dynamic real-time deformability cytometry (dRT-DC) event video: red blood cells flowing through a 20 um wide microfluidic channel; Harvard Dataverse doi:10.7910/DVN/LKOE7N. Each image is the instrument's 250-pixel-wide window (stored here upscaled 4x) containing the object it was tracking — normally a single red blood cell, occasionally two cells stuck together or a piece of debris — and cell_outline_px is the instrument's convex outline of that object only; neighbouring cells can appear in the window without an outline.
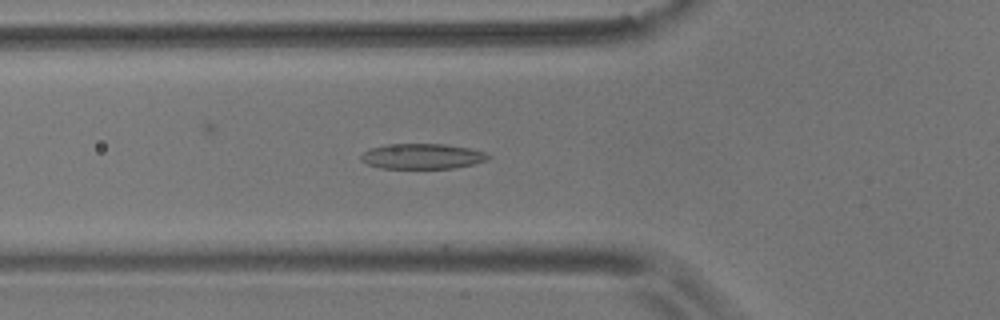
{"species": "common noctule bat (a hibernating species)", "species_latin": "Nyctalus noctula", "temperature_condition": "room temperature", "stored_images_in_passage": 22, "camera_frame_rate_fps": 3000, "um_per_image_px": 0.085, "animal": {"sex": "male", "body_mass_g": 17.9}, "frame": {"image": 1, "passage_image": 18, "time_ms": 5.667, "image_size_px": [1000, 320], "cell_outline_px": [[492, 156], [488, 160], [472, 164], [452, 168], [380, 168], [368, 164], [360, 160], [360, 156], [368, 148], [388, 144], [444, 144], [468, 148], [484, 152]], "centroid_in_image_um": [35.86, 13.28], "position_along_channel_um": 89.9, "area_um2": 18.73}}
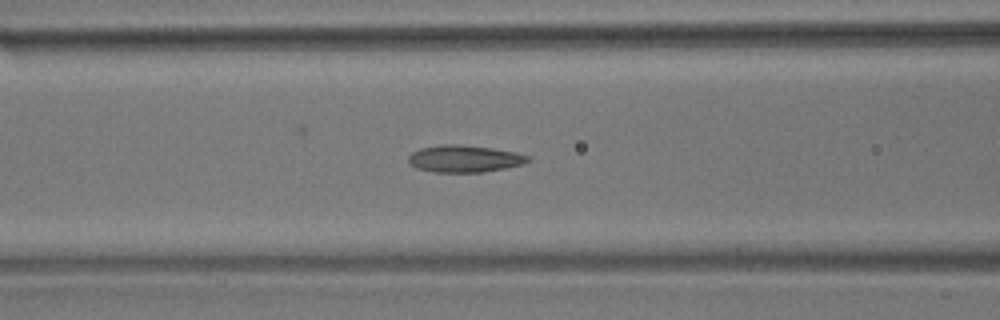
{"frame": {"image": 2, "passage_image": 21, "time_ms": 6.667, "image_size_px": [1000, 320], "cell_outline_px": [[532, 156], [524, 164], [484, 172], [432, 172], [416, 168], [408, 164], [408, 156], [412, 152], [420, 148], [444, 144], [456, 144], [492, 148], [516, 152]], "centroid_in_image_um": [39.46, 13.49], "position_along_channel_um": 127.1, "area_um2": 18.96}}